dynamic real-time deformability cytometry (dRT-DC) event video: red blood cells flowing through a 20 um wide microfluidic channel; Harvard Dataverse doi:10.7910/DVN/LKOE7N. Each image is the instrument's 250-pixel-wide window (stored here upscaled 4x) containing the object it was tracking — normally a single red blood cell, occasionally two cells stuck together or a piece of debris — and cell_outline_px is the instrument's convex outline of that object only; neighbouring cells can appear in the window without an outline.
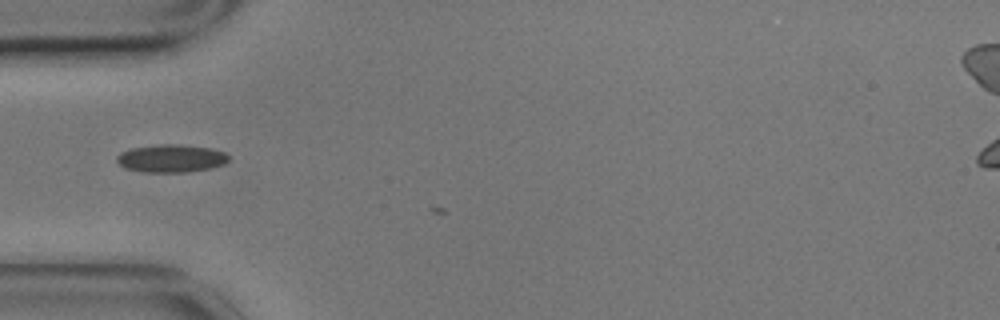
{"species": "common noctule bat (a hibernating species)", "species_latin": "Nyctalus noctula", "temperature_condition": "cold", "stored_images_in_passage": 5, "camera_frame_rate_fps": 3000, "um_per_image_px": 0.085, "animal": {"sex": "male", "body_mass_g": 17.9}, "frame": {"image": 1, "passage_image": 4, "time_ms": 1.0, "image_size_px": [1000, 320], "cell_outline_px": [[228, 160], [224, 164], [208, 168], [184, 172], [144, 172], [124, 168], [116, 160], [116, 156], [120, 152], [132, 148], [160, 144], [176, 144], [212, 148], [224, 152], [228, 156]], "centroid_in_image_um": [14.51, 13.46], "position_along_channel_um": 70.5, "area_um2": 18.03}}